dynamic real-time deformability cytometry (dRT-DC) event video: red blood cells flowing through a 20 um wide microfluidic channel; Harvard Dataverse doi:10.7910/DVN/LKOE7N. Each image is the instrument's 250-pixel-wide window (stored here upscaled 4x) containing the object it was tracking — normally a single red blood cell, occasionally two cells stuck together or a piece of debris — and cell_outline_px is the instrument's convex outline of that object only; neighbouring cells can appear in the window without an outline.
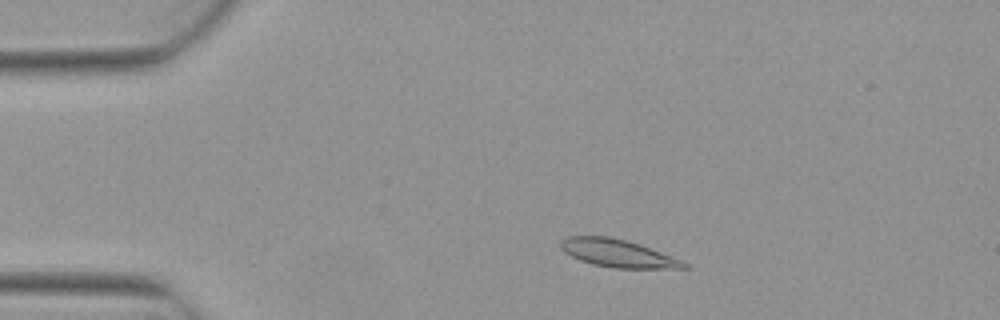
{"species": "Egyptian fruit bat (a non-hibernating species)", "species_latin": "Rousettus aegyptiacus", "temperature_condition": "warm", "stored_images_in_passage": 3, "camera_frame_rate_fps": 3000, "um_per_image_px": 0.085, "animal": {"sex": "female"}, "frame": {"image": 1, "passage_image": 2, "time_ms": 0.333, "image_size_px": [1000, 320], "cell_outline_px": [[692, 268], [612, 268], [592, 264], [580, 260], [564, 252], [560, 248], [560, 240], [568, 236], [608, 236], [640, 244], [692, 264]], "centroid_in_image_um": [52.53, 21.53], "position_along_channel_um": 32.5, "area_um2": 20.0}}